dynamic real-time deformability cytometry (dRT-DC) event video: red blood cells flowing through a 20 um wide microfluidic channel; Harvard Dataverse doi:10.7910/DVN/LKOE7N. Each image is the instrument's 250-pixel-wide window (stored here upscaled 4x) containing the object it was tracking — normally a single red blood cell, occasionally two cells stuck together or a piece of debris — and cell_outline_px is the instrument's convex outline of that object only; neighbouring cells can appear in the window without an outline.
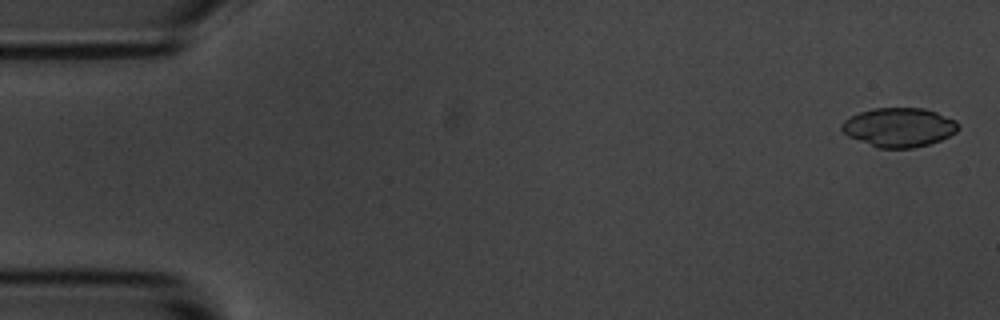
{"species": "common noctule bat (a hibernating species)", "species_latin": "Nyctalus noctula", "temperature_condition": "room temperature", "stored_images_in_passage": 55, "camera_frame_rate_fps": 3000, "um_per_image_px": 0.085, "animal": {"sex": "male", "body_mass_g": 20.1, "forearm_length_mm": 53.5}, "frame": {"image": 1, "passage_image": 2, "time_ms": 0.333, "image_size_px": [1000, 320], "cell_outline_px": [[960, 128], [956, 132], [940, 140], [928, 144], [912, 148], [880, 148], [848, 136], [840, 128], [840, 124], [844, 120], [860, 112], [872, 108], [924, 108], [936, 112], [956, 120], [960, 124]], "centroid_in_image_um": [76.43, 10.81], "position_along_channel_um": 8.6, "area_um2": 26.47}}